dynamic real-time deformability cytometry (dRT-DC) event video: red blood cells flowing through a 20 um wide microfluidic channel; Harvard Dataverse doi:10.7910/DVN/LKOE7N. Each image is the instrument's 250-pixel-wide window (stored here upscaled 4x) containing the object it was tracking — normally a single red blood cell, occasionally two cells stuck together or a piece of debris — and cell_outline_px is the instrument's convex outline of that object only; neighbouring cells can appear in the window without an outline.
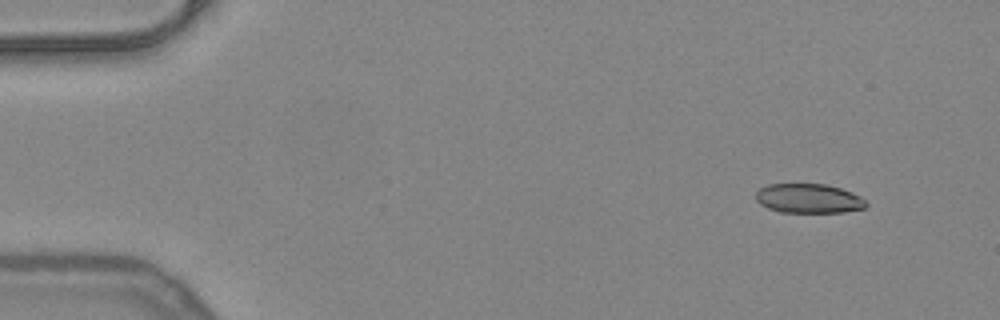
{"species": "common noctule bat (a hibernating species)", "species_latin": "Nyctalus noctula", "temperature_condition": "warm", "stored_images_in_passage": 49, "camera_frame_rate_fps": 3000, "um_per_image_px": 0.085, "animal": {"sex": "female", "body_mass_g": 24.6, "forearm_length_mm": 56.2}, "frame": {"image": 1, "passage_image": 2, "time_ms": 0.333, "image_size_px": [1000, 320], "cell_outline_px": [[868, 204], [864, 208], [844, 212], [780, 212], [768, 208], [760, 204], [756, 200], [756, 192], [760, 188], [768, 184], [824, 184], [840, 188], [852, 192], [860, 196]], "centroid_in_image_um": [68.73, 16.87], "position_along_channel_um": 16.3, "area_um2": 18.84}}
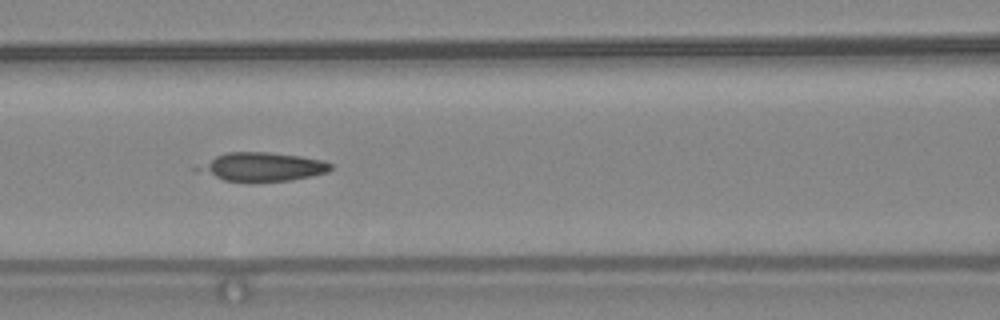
{"frame": {"image": 2, "passage_image": 20, "time_ms": 6.333, "image_size_px": [1000, 320], "cell_outline_px": [[332, 168], [328, 172], [312, 176], [292, 180], [252, 184], [248, 184], [224, 180], [196, 172], [192, 168], [216, 156], [228, 152], [268, 152], [300, 156], [324, 160], [332, 164]], "centroid_in_image_um": [22.24, 14.22], "position_along_channel_um": 144.4, "area_um2": 23.0}}
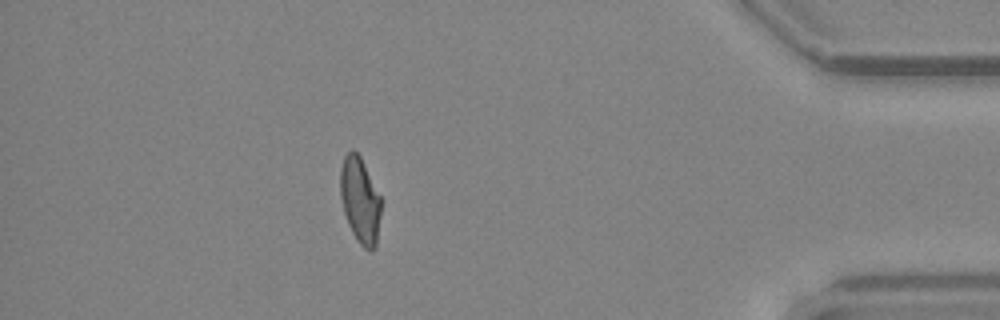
{"frame": {"image": 3, "passage_image": 43, "time_ms": 14.0, "image_size_px": [1000, 320], "cell_outline_px": [[380, 216], [376, 248], [372, 252], [368, 252], [356, 240], [348, 224], [344, 212], [340, 196], [340, 168], [344, 156], [352, 148], [360, 156], [380, 196]], "centroid_in_image_um": [30.59, 17.06], "position_along_channel_um": 404.6, "area_um2": 20.46}, "authors_computed_cell_mechanics": {"area_um2": 21.1548, "velocity_mm_per_s": 3.9976, "shape_relaxation_time_tau1_ms": null, "shape_relaxation_time_tau2_ms": 9.735, "deformation_change_tau1": null, "deformation_change_tau2": 0.1652}}